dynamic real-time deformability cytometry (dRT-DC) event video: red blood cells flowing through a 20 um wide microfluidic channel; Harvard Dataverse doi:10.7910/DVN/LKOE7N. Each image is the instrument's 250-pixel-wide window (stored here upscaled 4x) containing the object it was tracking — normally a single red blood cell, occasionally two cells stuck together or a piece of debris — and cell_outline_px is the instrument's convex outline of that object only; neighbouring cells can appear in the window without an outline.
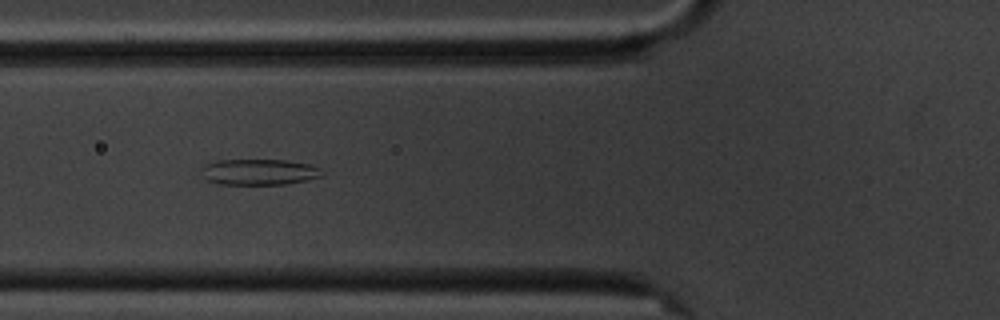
{"species": "common noctule bat (a hibernating species)", "species_latin": "Nyctalus noctula", "temperature_condition": "cold", "stored_images_in_passage": 7, "camera_frame_rate_fps": 3000, "um_per_image_px": 0.085, "animal": {"sex": "male", "body_mass_g": 20.1, "forearm_length_mm": 53.5}, "frame": {"image": 1, "passage_image": 6, "time_ms": 5.667, "image_size_px": [1000, 320], "cell_outline_px": [[324, 176], [308, 180], [284, 184], [216, 184], [208, 180], [204, 176], [200, 168], [204, 164], [216, 160], [288, 160], [312, 164], [320, 168], [324, 172]], "centroid_in_image_um": [22.06, 14.61], "position_along_channel_um": 103.7, "area_um2": 18.5}}